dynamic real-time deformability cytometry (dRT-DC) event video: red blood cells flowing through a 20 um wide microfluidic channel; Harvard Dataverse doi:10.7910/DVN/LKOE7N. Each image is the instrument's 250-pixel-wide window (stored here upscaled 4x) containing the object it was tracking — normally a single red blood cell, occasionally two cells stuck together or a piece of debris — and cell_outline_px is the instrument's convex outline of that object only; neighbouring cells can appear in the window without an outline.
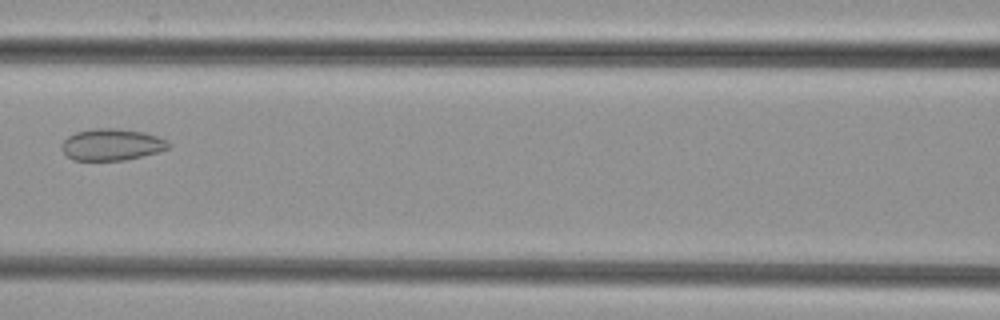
{"species": "common noctule bat (a hibernating species)", "species_latin": "Nyctalus noctula", "temperature_condition": "cold", "stored_images_in_passage": 5, "camera_frame_rate_fps": 3000, "um_per_image_px": 0.085, "animal": {"sex": "female", "body_mass_g": 29.2, "forearm_length_mm": 56.3}, "frame": {"image": 1, "passage_image": 5, "time_ms": 1.333, "image_size_px": [1000, 320], "cell_outline_px": [[168, 148], [160, 152], [124, 160], [72, 160], [60, 148], [60, 144], [68, 136], [76, 132], [92, 128], [112, 128], [144, 132], [168, 140]], "centroid_in_image_um": [9.47, 12.29], "position_along_channel_um": 157.1, "area_um2": 19.71}}